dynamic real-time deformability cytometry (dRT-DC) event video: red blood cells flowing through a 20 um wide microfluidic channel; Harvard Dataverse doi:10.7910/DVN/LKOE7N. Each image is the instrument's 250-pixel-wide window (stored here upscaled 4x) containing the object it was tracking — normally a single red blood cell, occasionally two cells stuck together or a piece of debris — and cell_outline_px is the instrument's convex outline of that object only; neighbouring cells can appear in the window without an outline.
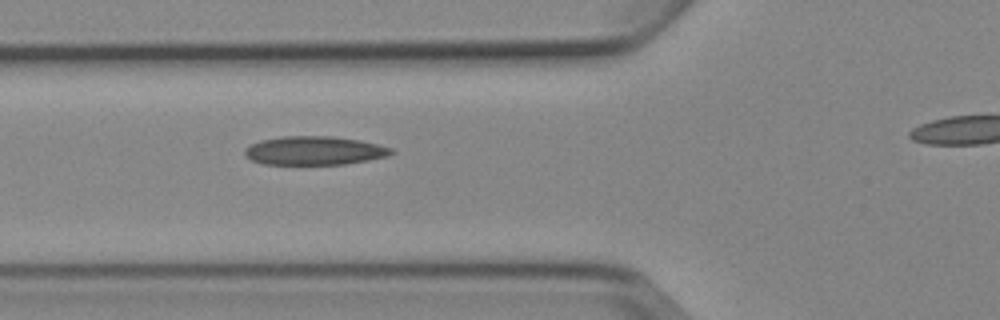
{"species": "Egyptian fruit bat (a non-hibernating species)", "species_latin": "Rousettus aegyptiacus", "temperature_condition": "cold", "stored_images_in_passage": 6, "segment_of_instrument_passage": [1, 2], "camera_frame_rate_fps": 3000, "um_per_image_px": 0.085, "animal": {"sex": "female"}, "frame": {"image": 1, "passage_image": 5, "time_ms": 5.333, "image_size_px": [1000, 320], "cell_outline_px": [[396, 152], [388, 156], [368, 160], [344, 164], [264, 164], [252, 160], [244, 156], [244, 148], [260, 140], [284, 136], [332, 136], [360, 140], [392, 148]], "centroid_in_image_um": [26.72, 12.8], "position_along_channel_um": 99.1, "area_um2": 24.51}}